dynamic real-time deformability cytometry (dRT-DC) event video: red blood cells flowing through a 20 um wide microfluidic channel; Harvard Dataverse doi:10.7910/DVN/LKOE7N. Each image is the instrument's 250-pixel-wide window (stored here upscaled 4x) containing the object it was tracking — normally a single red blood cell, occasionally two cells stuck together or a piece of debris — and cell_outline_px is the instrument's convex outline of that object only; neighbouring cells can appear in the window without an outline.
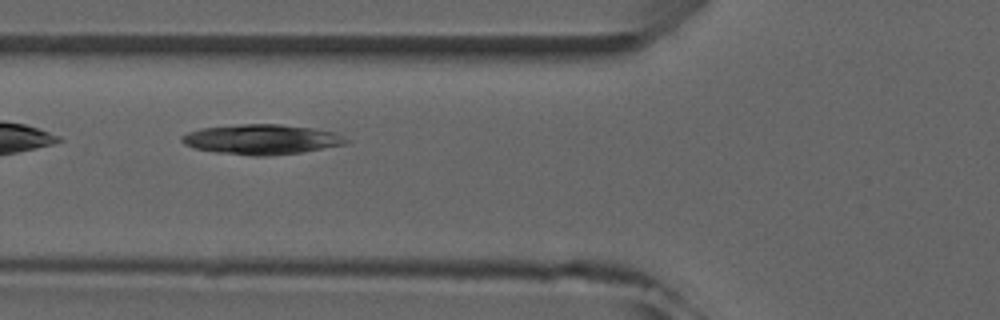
{"species": "common noctule bat (a hibernating species)", "species_latin": "Nyctalus noctula", "temperature_condition": "room temperature", "stored_images_in_passage": 4, "camera_frame_rate_fps": 3000, "um_per_image_px": 0.085, "animal": {"sex": "male", "forearm_length_mm": 52.5}, "frame": {"image": 1, "passage_image": 2, "time_ms": 1.0, "image_size_px": [1000, 320], "cell_outline_px": [[352, 140], [348, 144], [300, 152], [264, 156], [252, 156], [216, 152], [196, 148], [184, 144], [180, 140], [180, 136], [188, 132], [200, 128], [240, 124], [280, 124], [312, 128], [336, 132]], "centroid_in_image_um": [22.27, 11.84], "position_along_channel_um": 103.5, "area_um2": 28.84}}
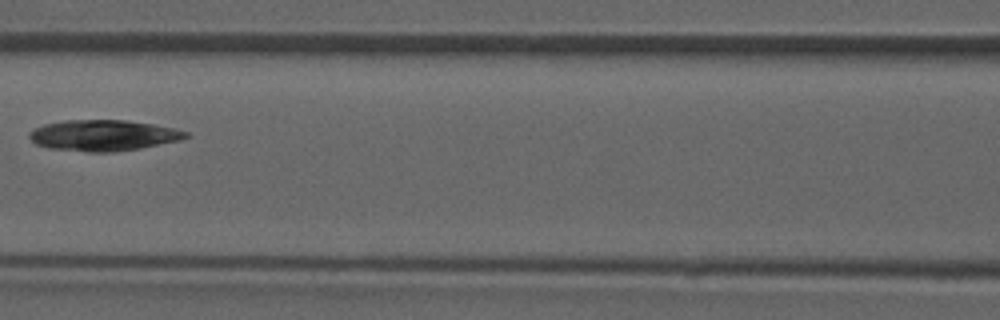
{"frame": {"image": 2, "passage_image": 3, "time_ms": 2.333, "image_size_px": [1000, 320], "cell_outline_px": [[192, 136], [180, 140], [140, 148], [112, 152], [88, 152], [48, 148], [36, 144], [28, 136], [28, 132], [44, 124], [68, 120], [124, 120], [152, 124], [176, 128], [188, 132]], "centroid_in_image_um": [8.8, 11.51], "position_along_channel_um": 157.8, "area_um2": 28.21}}